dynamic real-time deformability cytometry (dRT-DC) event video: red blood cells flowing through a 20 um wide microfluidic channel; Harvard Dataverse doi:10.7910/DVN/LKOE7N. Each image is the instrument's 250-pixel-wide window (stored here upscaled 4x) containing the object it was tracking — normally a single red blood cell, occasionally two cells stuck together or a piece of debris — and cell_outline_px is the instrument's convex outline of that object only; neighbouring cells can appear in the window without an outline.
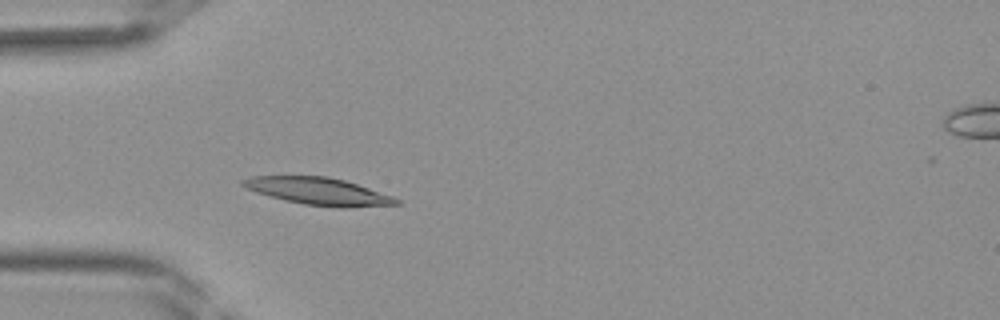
{"species": "Egyptian fruit bat (a non-hibernating species)", "species_latin": "Rousettus aegyptiacus", "temperature_condition": "room temperature", "stored_images_in_passage": 40, "camera_frame_rate_fps": 3000, "um_per_image_px": 0.085, "frame": {"image": 1, "passage_image": 11, "time_ms": 3.333, "image_size_px": [1000, 320], "cell_outline_px": [[400, 204], [344, 208], [340, 208], [304, 204], [284, 200], [256, 192], [240, 184], [240, 180], [252, 176], [328, 176], [344, 180], [392, 196], [400, 200]], "centroid_in_image_um": [27.06, 16.26], "position_along_channel_um": 57.9, "area_um2": 24.22}}
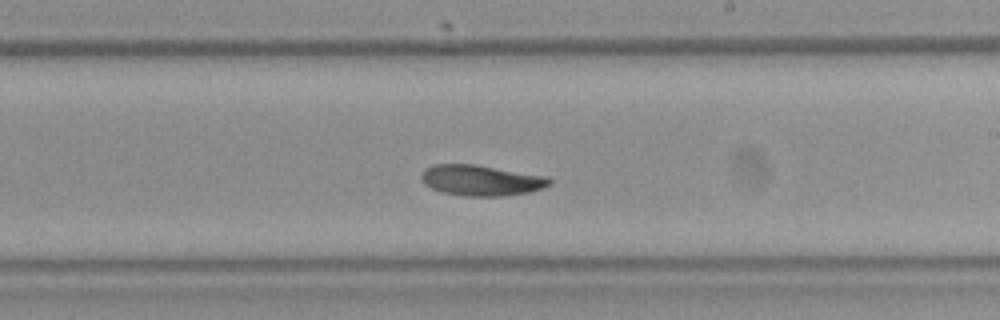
{"frame": {"image": 2, "passage_image": 23, "time_ms": 7.333, "image_size_px": [1000, 320], "cell_outline_px": [[552, 184], [544, 188], [528, 192], [504, 196], [464, 196], [440, 192], [424, 184], [420, 176], [424, 168], [432, 164], [476, 164], [548, 176], [552, 180]], "centroid_in_image_um": [40.9, 15.32], "position_along_channel_um": 248.1, "area_um2": 23.29}}
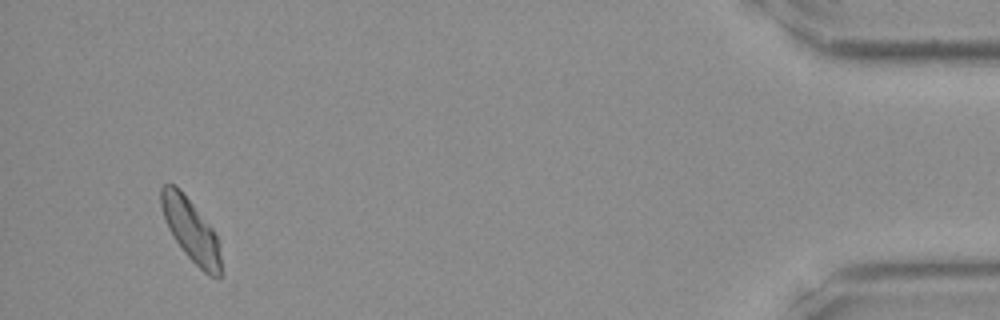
{"frame": {"image": 3, "passage_image": 38, "time_ms": 12.333, "image_size_px": [1000, 320], "cell_outline_px": [[220, 276], [208, 276], [184, 252], [168, 228], [160, 204], [160, 188], [164, 184], [176, 184], [180, 188], [212, 228], [220, 244]], "centroid_in_image_um": [16.21, 19.51], "position_along_channel_um": 419.0, "area_um2": 21.5}}